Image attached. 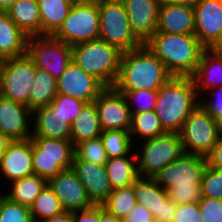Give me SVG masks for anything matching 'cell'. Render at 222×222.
Returning a JSON list of instances; mask_svg holds the SVG:
<instances>
[{
  "instance_id": "obj_42",
  "label": "cell",
  "mask_w": 222,
  "mask_h": 222,
  "mask_svg": "<svg viewBox=\"0 0 222 222\" xmlns=\"http://www.w3.org/2000/svg\"><path fill=\"white\" fill-rule=\"evenodd\" d=\"M206 93H204L205 98L206 95H209V93L210 95L206 100H202V97H200V106L215 120H217L222 115V86L210 88L206 91Z\"/></svg>"
},
{
  "instance_id": "obj_52",
  "label": "cell",
  "mask_w": 222,
  "mask_h": 222,
  "mask_svg": "<svg viewBox=\"0 0 222 222\" xmlns=\"http://www.w3.org/2000/svg\"><path fill=\"white\" fill-rule=\"evenodd\" d=\"M163 1L194 8L201 0H163Z\"/></svg>"
},
{
  "instance_id": "obj_14",
  "label": "cell",
  "mask_w": 222,
  "mask_h": 222,
  "mask_svg": "<svg viewBox=\"0 0 222 222\" xmlns=\"http://www.w3.org/2000/svg\"><path fill=\"white\" fill-rule=\"evenodd\" d=\"M195 36L206 49L222 43V0H201L194 8Z\"/></svg>"
},
{
  "instance_id": "obj_3",
  "label": "cell",
  "mask_w": 222,
  "mask_h": 222,
  "mask_svg": "<svg viewBox=\"0 0 222 222\" xmlns=\"http://www.w3.org/2000/svg\"><path fill=\"white\" fill-rule=\"evenodd\" d=\"M200 104L191 77L173 76L158 90L155 113L166 132L179 133L190 113Z\"/></svg>"
},
{
  "instance_id": "obj_41",
  "label": "cell",
  "mask_w": 222,
  "mask_h": 222,
  "mask_svg": "<svg viewBox=\"0 0 222 222\" xmlns=\"http://www.w3.org/2000/svg\"><path fill=\"white\" fill-rule=\"evenodd\" d=\"M203 222H222V200L202 197L198 202Z\"/></svg>"
},
{
  "instance_id": "obj_40",
  "label": "cell",
  "mask_w": 222,
  "mask_h": 222,
  "mask_svg": "<svg viewBox=\"0 0 222 222\" xmlns=\"http://www.w3.org/2000/svg\"><path fill=\"white\" fill-rule=\"evenodd\" d=\"M202 197L222 200V169L206 166L201 181Z\"/></svg>"
},
{
  "instance_id": "obj_22",
  "label": "cell",
  "mask_w": 222,
  "mask_h": 222,
  "mask_svg": "<svg viewBox=\"0 0 222 222\" xmlns=\"http://www.w3.org/2000/svg\"><path fill=\"white\" fill-rule=\"evenodd\" d=\"M190 77L199 97L210 88L222 86V52L218 49H205Z\"/></svg>"
},
{
  "instance_id": "obj_45",
  "label": "cell",
  "mask_w": 222,
  "mask_h": 222,
  "mask_svg": "<svg viewBox=\"0 0 222 222\" xmlns=\"http://www.w3.org/2000/svg\"><path fill=\"white\" fill-rule=\"evenodd\" d=\"M123 222H156L147 208L139 203H136L129 215Z\"/></svg>"
},
{
  "instance_id": "obj_24",
  "label": "cell",
  "mask_w": 222,
  "mask_h": 222,
  "mask_svg": "<svg viewBox=\"0 0 222 222\" xmlns=\"http://www.w3.org/2000/svg\"><path fill=\"white\" fill-rule=\"evenodd\" d=\"M27 39L7 12H0V60L25 55Z\"/></svg>"
},
{
  "instance_id": "obj_20",
  "label": "cell",
  "mask_w": 222,
  "mask_h": 222,
  "mask_svg": "<svg viewBox=\"0 0 222 222\" xmlns=\"http://www.w3.org/2000/svg\"><path fill=\"white\" fill-rule=\"evenodd\" d=\"M0 174L9 182L33 175L32 140H14L0 160Z\"/></svg>"
},
{
  "instance_id": "obj_21",
  "label": "cell",
  "mask_w": 222,
  "mask_h": 222,
  "mask_svg": "<svg viewBox=\"0 0 222 222\" xmlns=\"http://www.w3.org/2000/svg\"><path fill=\"white\" fill-rule=\"evenodd\" d=\"M156 32L195 34L194 9L162 0L159 6Z\"/></svg>"
},
{
  "instance_id": "obj_5",
  "label": "cell",
  "mask_w": 222,
  "mask_h": 222,
  "mask_svg": "<svg viewBox=\"0 0 222 222\" xmlns=\"http://www.w3.org/2000/svg\"><path fill=\"white\" fill-rule=\"evenodd\" d=\"M100 15L99 39L122 53L137 49L143 43L133 33L122 0H96Z\"/></svg>"
},
{
  "instance_id": "obj_46",
  "label": "cell",
  "mask_w": 222,
  "mask_h": 222,
  "mask_svg": "<svg viewBox=\"0 0 222 222\" xmlns=\"http://www.w3.org/2000/svg\"><path fill=\"white\" fill-rule=\"evenodd\" d=\"M176 210L177 204L168 197L162 201L161 216H156L154 220L156 222H173Z\"/></svg>"
},
{
  "instance_id": "obj_38",
  "label": "cell",
  "mask_w": 222,
  "mask_h": 222,
  "mask_svg": "<svg viewBox=\"0 0 222 222\" xmlns=\"http://www.w3.org/2000/svg\"><path fill=\"white\" fill-rule=\"evenodd\" d=\"M0 222H34L30 207L9 200L0 190Z\"/></svg>"
},
{
  "instance_id": "obj_25",
  "label": "cell",
  "mask_w": 222,
  "mask_h": 222,
  "mask_svg": "<svg viewBox=\"0 0 222 222\" xmlns=\"http://www.w3.org/2000/svg\"><path fill=\"white\" fill-rule=\"evenodd\" d=\"M7 14L27 37L41 36V18L37 0H17Z\"/></svg>"
},
{
  "instance_id": "obj_47",
  "label": "cell",
  "mask_w": 222,
  "mask_h": 222,
  "mask_svg": "<svg viewBox=\"0 0 222 222\" xmlns=\"http://www.w3.org/2000/svg\"><path fill=\"white\" fill-rule=\"evenodd\" d=\"M205 157L208 166L222 169V136L219 137L217 144Z\"/></svg>"
},
{
  "instance_id": "obj_6",
  "label": "cell",
  "mask_w": 222,
  "mask_h": 222,
  "mask_svg": "<svg viewBox=\"0 0 222 222\" xmlns=\"http://www.w3.org/2000/svg\"><path fill=\"white\" fill-rule=\"evenodd\" d=\"M142 148L137 151V171L141 177L155 176L169 163L183 153L181 136L177 132H166L162 135L140 141ZM141 152V153H140Z\"/></svg>"
},
{
  "instance_id": "obj_26",
  "label": "cell",
  "mask_w": 222,
  "mask_h": 222,
  "mask_svg": "<svg viewBox=\"0 0 222 222\" xmlns=\"http://www.w3.org/2000/svg\"><path fill=\"white\" fill-rule=\"evenodd\" d=\"M122 157L108 158L105 163L106 173L112 190L130 186L139 177L137 156L134 153Z\"/></svg>"
},
{
  "instance_id": "obj_15",
  "label": "cell",
  "mask_w": 222,
  "mask_h": 222,
  "mask_svg": "<svg viewBox=\"0 0 222 222\" xmlns=\"http://www.w3.org/2000/svg\"><path fill=\"white\" fill-rule=\"evenodd\" d=\"M105 88L106 86L102 82L86 73L73 61L57 80L58 94L78 98L87 103L94 102Z\"/></svg>"
},
{
  "instance_id": "obj_43",
  "label": "cell",
  "mask_w": 222,
  "mask_h": 222,
  "mask_svg": "<svg viewBox=\"0 0 222 222\" xmlns=\"http://www.w3.org/2000/svg\"><path fill=\"white\" fill-rule=\"evenodd\" d=\"M168 197L178 204L198 203L202 199L201 188H178L167 190Z\"/></svg>"
},
{
  "instance_id": "obj_4",
  "label": "cell",
  "mask_w": 222,
  "mask_h": 222,
  "mask_svg": "<svg viewBox=\"0 0 222 222\" xmlns=\"http://www.w3.org/2000/svg\"><path fill=\"white\" fill-rule=\"evenodd\" d=\"M122 52L102 39L72 46V61L106 87H114L120 72Z\"/></svg>"
},
{
  "instance_id": "obj_53",
  "label": "cell",
  "mask_w": 222,
  "mask_h": 222,
  "mask_svg": "<svg viewBox=\"0 0 222 222\" xmlns=\"http://www.w3.org/2000/svg\"><path fill=\"white\" fill-rule=\"evenodd\" d=\"M17 0H0V12H7Z\"/></svg>"
},
{
  "instance_id": "obj_56",
  "label": "cell",
  "mask_w": 222,
  "mask_h": 222,
  "mask_svg": "<svg viewBox=\"0 0 222 222\" xmlns=\"http://www.w3.org/2000/svg\"><path fill=\"white\" fill-rule=\"evenodd\" d=\"M222 52V43L216 48Z\"/></svg>"
},
{
  "instance_id": "obj_44",
  "label": "cell",
  "mask_w": 222,
  "mask_h": 222,
  "mask_svg": "<svg viewBox=\"0 0 222 222\" xmlns=\"http://www.w3.org/2000/svg\"><path fill=\"white\" fill-rule=\"evenodd\" d=\"M173 222H203L198 203L178 204Z\"/></svg>"
},
{
  "instance_id": "obj_11",
  "label": "cell",
  "mask_w": 222,
  "mask_h": 222,
  "mask_svg": "<svg viewBox=\"0 0 222 222\" xmlns=\"http://www.w3.org/2000/svg\"><path fill=\"white\" fill-rule=\"evenodd\" d=\"M184 153L206 156L217 144L216 120L200 104L190 113L179 132Z\"/></svg>"
},
{
  "instance_id": "obj_31",
  "label": "cell",
  "mask_w": 222,
  "mask_h": 222,
  "mask_svg": "<svg viewBox=\"0 0 222 222\" xmlns=\"http://www.w3.org/2000/svg\"><path fill=\"white\" fill-rule=\"evenodd\" d=\"M57 94V80L48 71L36 68L29 108L33 111L39 107H46L52 103Z\"/></svg>"
},
{
  "instance_id": "obj_49",
  "label": "cell",
  "mask_w": 222,
  "mask_h": 222,
  "mask_svg": "<svg viewBox=\"0 0 222 222\" xmlns=\"http://www.w3.org/2000/svg\"><path fill=\"white\" fill-rule=\"evenodd\" d=\"M98 222H123L113 214L109 213L102 205H98Z\"/></svg>"
},
{
  "instance_id": "obj_8",
  "label": "cell",
  "mask_w": 222,
  "mask_h": 222,
  "mask_svg": "<svg viewBox=\"0 0 222 222\" xmlns=\"http://www.w3.org/2000/svg\"><path fill=\"white\" fill-rule=\"evenodd\" d=\"M100 15L96 0L73 5L59 30L56 39L74 46L99 38Z\"/></svg>"
},
{
  "instance_id": "obj_9",
  "label": "cell",
  "mask_w": 222,
  "mask_h": 222,
  "mask_svg": "<svg viewBox=\"0 0 222 222\" xmlns=\"http://www.w3.org/2000/svg\"><path fill=\"white\" fill-rule=\"evenodd\" d=\"M35 72L27 54L0 60V95L29 107Z\"/></svg>"
},
{
  "instance_id": "obj_16",
  "label": "cell",
  "mask_w": 222,
  "mask_h": 222,
  "mask_svg": "<svg viewBox=\"0 0 222 222\" xmlns=\"http://www.w3.org/2000/svg\"><path fill=\"white\" fill-rule=\"evenodd\" d=\"M48 185L59 198L65 211L85 210L93 206L84 185L72 168L64 169L49 179Z\"/></svg>"
},
{
  "instance_id": "obj_50",
  "label": "cell",
  "mask_w": 222,
  "mask_h": 222,
  "mask_svg": "<svg viewBox=\"0 0 222 222\" xmlns=\"http://www.w3.org/2000/svg\"><path fill=\"white\" fill-rule=\"evenodd\" d=\"M43 222H73V214L69 211H64L61 214L45 219Z\"/></svg>"
},
{
  "instance_id": "obj_37",
  "label": "cell",
  "mask_w": 222,
  "mask_h": 222,
  "mask_svg": "<svg viewBox=\"0 0 222 222\" xmlns=\"http://www.w3.org/2000/svg\"><path fill=\"white\" fill-rule=\"evenodd\" d=\"M75 155L80 159L98 165H105L108 160L101 137L86 140L74 147Z\"/></svg>"
},
{
  "instance_id": "obj_17",
  "label": "cell",
  "mask_w": 222,
  "mask_h": 222,
  "mask_svg": "<svg viewBox=\"0 0 222 222\" xmlns=\"http://www.w3.org/2000/svg\"><path fill=\"white\" fill-rule=\"evenodd\" d=\"M31 126L32 110L27 105L0 95V132L12 141L27 140L32 136Z\"/></svg>"
},
{
  "instance_id": "obj_30",
  "label": "cell",
  "mask_w": 222,
  "mask_h": 222,
  "mask_svg": "<svg viewBox=\"0 0 222 222\" xmlns=\"http://www.w3.org/2000/svg\"><path fill=\"white\" fill-rule=\"evenodd\" d=\"M9 192L4 193L9 200L30 207L48 181L38 175H30L10 182Z\"/></svg>"
},
{
  "instance_id": "obj_27",
  "label": "cell",
  "mask_w": 222,
  "mask_h": 222,
  "mask_svg": "<svg viewBox=\"0 0 222 222\" xmlns=\"http://www.w3.org/2000/svg\"><path fill=\"white\" fill-rule=\"evenodd\" d=\"M70 127L74 147L83 141L100 137L103 130L95 102L86 103Z\"/></svg>"
},
{
  "instance_id": "obj_18",
  "label": "cell",
  "mask_w": 222,
  "mask_h": 222,
  "mask_svg": "<svg viewBox=\"0 0 222 222\" xmlns=\"http://www.w3.org/2000/svg\"><path fill=\"white\" fill-rule=\"evenodd\" d=\"M72 169L84 185L91 203L93 205H102L112 192L105 165L80 160L74 154Z\"/></svg>"
},
{
  "instance_id": "obj_19",
  "label": "cell",
  "mask_w": 222,
  "mask_h": 222,
  "mask_svg": "<svg viewBox=\"0 0 222 222\" xmlns=\"http://www.w3.org/2000/svg\"><path fill=\"white\" fill-rule=\"evenodd\" d=\"M136 37L145 44L156 32L162 0H122Z\"/></svg>"
},
{
  "instance_id": "obj_7",
  "label": "cell",
  "mask_w": 222,
  "mask_h": 222,
  "mask_svg": "<svg viewBox=\"0 0 222 222\" xmlns=\"http://www.w3.org/2000/svg\"><path fill=\"white\" fill-rule=\"evenodd\" d=\"M34 175L47 181L64 169L72 168L74 145L71 140L31 137Z\"/></svg>"
},
{
  "instance_id": "obj_36",
  "label": "cell",
  "mask_w": 222,
  "mask_h": 222,
  "mask_svg": "<svg viewBox=\"0 0 222 222\" xmlns=\"http://www.w3.org/2000/svg\"><path fill=\"white\" fill-rule=\"evenodd\" d=\"M87 102L65 94H57L48 107L66 123L72 124Z\"/></svg>"
},
{
  "instance_id": "obj_10",
  "label": "cell",
  "mask_w": 222,
  "mask_h": 222,
  "mask_svg": "<svg viewBox=\"0 0 222 222\" xmlns=\"http://www.w3.org/2000/svg\"><path fill=\"white\" fill-rule=\"evenodd\" d=\"M26 54L35 68L48 71L58 80L72 61V46L52 35L32 36L27 39Z\"/></svg>"
},
{
  "instance_id": "obj_33",
  "label": "cell",
  "mask_w": 222,
  "mask_h": 222,
  "mask_svg": "<svg viewBox=\"0 0 222 222\" xmlns=\"http://www.w3.org/2000/svg\"><path fill=\"white\" fill-rule=\"evenodd\" d=\"M136 203L133 183L130 186L112 190L102 206L109 213L123 221L129 215Z\"/></svg>"
},
{
  "instance_id": "obj_29",
  "label": "cell",
  "mask_w": 222,
  "mask_h": 222,
  "mask_svg": "<svg viewBox=\"0 0 222 222\" xmlns=\"http://www.w3.org/2000/svg\"><path fill=\"white\" fill-rule=\"evenodd\" d=\"M41 18V36L54 35L72 7L66 0H37Z\"/></svg>"
},
{
  "instance_id": "obj_35",
  "label": "cell",
  "mask_w": 222,
  "mask_h": 222,
  "mask_svg": "<svg viewBox=\"0 0 222 222\" xmlns=\"http://www.w3.org/2000/svg\"><path fill=\"white\" fill-rule=\"evenodd\" d=\"M108 158L130 155L135 148L129 131L105 130L100 135Z\"/></svg>"
},
{
  "instance_id": "obj_55",
  "label": "cell",
  "mask_w": 222,
  "mask_h": 222,
  "mask_svg": "<svg viewBox=\"0 0 222 222\" xmlns=\"http://www.w3.org/2000/svg\"><path fill=\"white\" fill-rule=\"evenodd\" d=\"M66 1L73 6V5H79V4L86 3L90 0H66Z\"/></svg>"
},
{
  "instance_id": "obj_48",
  "label": "cell",
  "mask_w": 222,
  "mask_h": 222,
  "mask_svg": "<svg viewBox=\"0 0 222 222\" xmlns=\"http://www.w3.org/2000/svg\"><path fill=\"white\" fill-rule=\"evenodd\" d=\"M73 222H98V205L85 210L73 211Z\"/></svg>"
},
{
  "instance_id": "obj_2",
  "label": "cell",
  "mask_w": 222,
  "mask_h": 222,
  "mask_svg": "<svg viewBox=\"0 0 222 222\" xmlns=\"http://www.w3.org/2000/svg\"><path fill=\"white\" fill-rule=\"evenodd\" d=\"M176 77H190L206 49L195 34L155 32L144 44Z\"/></svg>"
},
{
  "instance_id": "obj_32",
  "label": "cell",
  "mask_w": 222,
  "mask_h": 222,
  "mask_svg": "<svg viewBox=\"0 0 222 222\" xmlns=\"http://www.w3.org/2000/svg\"><path fill=\"white\" fill-rule=\"evenodd\" d=\"M129 133L133 142H135L137 136L139 137L137 139L142 141L162 135L166 133V131L161 126L160 120L155 111L150 110L131 114V125Z\"/></svg>"
},
{
  "instance_id": "obj_12",
  "label": "cell",
  "mask_w": 222,
  "mask_h": 222,
  "mask_svg": "<svg viewBox=\"0 0 222 222\" xmlns=\"http://www.w3.org/2000/svg\"><path fill=\"white\" fill-rule=\"evenodd\" d=\"M206 166L205 156L183 153L165 166L155 176V180L166 191L173 187L201 188Z\"/></svg>"
},
{
  "instance_id": "obj_23",
  "label": "cell",
  "mask_w": 222,
  "mask_h": 222,
  "mask_svg": "<svg viewBox=\"0 0 222 222\" xmlns=\"http://www.w3.org/2000/svg\"><path fill=\"white\" fill-rule=\"evenodd\" d=\"M32 136L71 140V127L48 106L32 111Z\"/></svg>"
},
{
  "instance_id": "obj_1",
  "label": "cell",
  "mask_w": 222,
  "mask_h": 222,
  "mask_svg": "<svg viewBox=\"0 0 222 222\" xmlns=\"http://www.w3.org/2000/svg\"><path fill=\"white\" fill-rule=\"evenodd\" d=\"M173 75L144 44L122 53L120 72L114 87L118 91H158Z\"/></svg>"
},
{
  "instance_id": "obj_39",
  "label": "cell",
  "mask_w": 222,
  "mask_h": 222,
  "mask_svg": "<svg viewBox=\"0 0 222 222\" xmlns=\"http://www.w3.org/2000/svg\"><path fill=\"white\" fill-rule=\"evenodd\" d=\"M124 94L131 114L155 109L158 91H119Z\"/></svg>"
},
{
  "instance_id": "obj_13",
  "label": "cell",
  "mask_w": 222,
  "mask_h": 222,
  "mask_svg": "<svg viewBox=\"0 0 222 222\" xmlns=\"http://www.w3.org/2000/svg\"><path fill=\"white\" fill-rule=\"evenodd\" d=\"M103 131H129L131 112L123 93L115 87H106L94 101Z\"/></svg>"
},
{
  "instance_id": "obj_54",
  "label": "cell",
  "mask_w": 222,
  "mask_h": 222,
  "mask_svg": "<svg viewBox=\"0 0 222 222\" xmlns=\"http://www.w3.org/2000/svg\"><path fill=\"white\" fill-rule=\"evenodd\" d=\"M219 136H222V115L216 120Z\"/></svg>"
},
{
  "instance_id": "obj_28",
  "label": "cell",
  "mask_w": 222,
  "mask_h": 222,
  "mask_svg": "<svg viewBox=\"0 0 222 222\" xmlns=\"http://www.w3.org/2000/svg\"><path fill=\"white\" fill-rule=\"evenodd\" d=\"M134 192L136 202L145 206L153 218L161 216L162 201L168 198V194L155 178L139 176L134 182Z\"/></svg>"
},
{
  "instance_id": "obj_34",
  "label": "cell",
  "mask_w": 222,
  "mask_h": 222,
  "mask_svg": "<svg viewBox=\"0 0 222 222\" xmlns=\"http://www.w3.org/2000/svg\"><path fill=\"white\" fill-rule=\"evenodd\" d=\"M64 211L65 209L59 198L53 193L48 184L30 206L34 222H43L45 219L61 214Z\"/></svg>"
},
{
  "instance_id": "obj_51",
  "label": "cell",
  "mask_w": 222,
  "mask_h": 222,
  "mask_svg": "<svg viewBox=\"0 0 222 222\" xmlns=\"http://www.w3.org/2000/svg\"><path fill=\"white\" fill-rule=\"evenodd\" d=\"M12 142V140L0 132V160L4 152L7 150L8 145Z\"/></svg>"
}]
</instances>
